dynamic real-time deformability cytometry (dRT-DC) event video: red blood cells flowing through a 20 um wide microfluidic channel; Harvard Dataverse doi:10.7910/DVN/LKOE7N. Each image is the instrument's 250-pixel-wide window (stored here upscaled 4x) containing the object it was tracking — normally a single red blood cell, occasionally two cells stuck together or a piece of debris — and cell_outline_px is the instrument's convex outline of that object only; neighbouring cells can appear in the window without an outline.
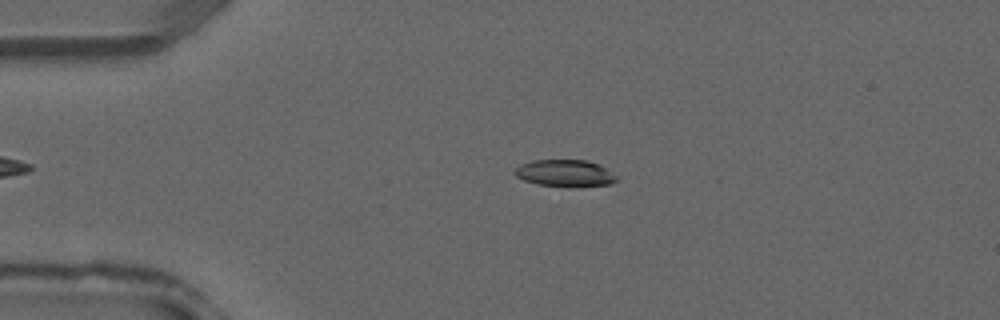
{"species": "common noctule bat (a hibernating species)", "species_latin": "Nyctalus noctula", "temperature_condition": "warm", "stored_images_in_passage": 30, "camera_frame_rate_fps": 3000, "um_per_image_px": 0.085, "animal": {"sex": "male", "forearm_length_mm": 52.5}, "frame": {"image": 1, "passage_image": 5, "time_ms": 1.333, "image_size_px": [1000, 320], "cell_outline_px": [[620, 176], [616, 180], [608, 184], [572, 188], [568, 188], [536, 184], [524, 180], [516, 176], [512, 172], [520, 164], [532, 160], [588, 160]], "centroid_in_image_um": [48.0, 14.74], "position_along_channel_um": 37.0, "area_um2": 16.24}}
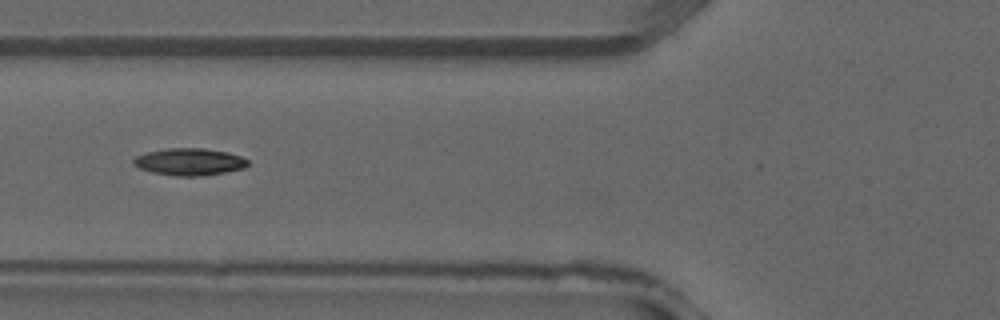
{"frame": {"image": 2, "passage_image": 11, "time_ms": 3.333, "image_size_px": [1000, 320], "cell_outline_px": [[248, 164], [244, 168], [224, 172], [200, 176], [176, 176], [152, 172], [140, 168], [132, 164], [132, 160], [136, 156], [148, 152], [168, 148], [204, 148], [228, 152], [240, 156], [248, 160]], "centroid_in_image_um": [16.09, 13.75], "position_along_channel_um": 109.7, "area_um2": 17.98}}
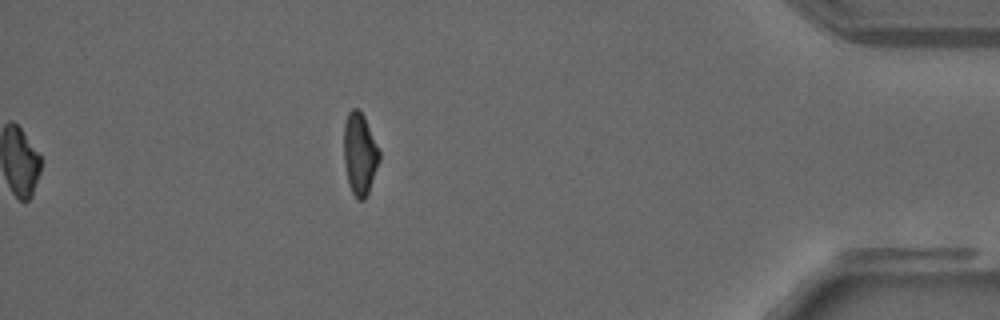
{"frame": {"image": 3, "passage_image": 30, "time_ms": 9.667, "image_size_px": [1000, 320], "cell_outline_px": [[380, 160], [368, 192], [364, 200], [356, 200], [352, 192], [348, 180], [344, 164], [344, 120], [348, 112], [352, 108], [356, 108], [364, 116], [380, 152]], "centroid_in_image_um": [30.57, 13.07], "position_along_channel_um": 404.6, "area_um2": 16.88}}